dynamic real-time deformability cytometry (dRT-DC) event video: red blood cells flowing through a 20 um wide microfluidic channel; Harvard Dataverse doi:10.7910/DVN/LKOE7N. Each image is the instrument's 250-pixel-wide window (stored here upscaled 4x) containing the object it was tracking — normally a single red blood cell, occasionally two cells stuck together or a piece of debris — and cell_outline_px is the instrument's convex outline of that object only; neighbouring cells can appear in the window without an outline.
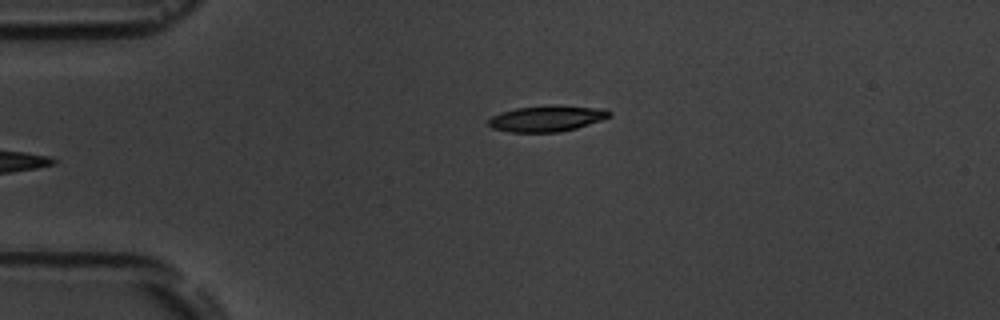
{"species": "common noctule bat (a hibernating species)", "species_latin": "Nyctalus noctula", "temperature_condition": "room temperature", "stored_images_in_passage": 4, "camera_frame_rate_fps": 3000, "um_per_image_px": 0.085, "animal": {"sex": "male", "body_mass_g": 19.5, "forearm_length_mm": 54.6}, "frame": {"image": 1, "passage_image": 4, "time_ms": 3.333, "image_size_px": [1000, 320], "cell_outline_px": [[612, 116], [576, 128], [560, 132], [508, 132], [492, 128], [488, 124], [488, 120], [492, 116], [500, 112], [516, 108], [552, 104], [604, 108], [612, 112]], "centroid_in_image_um": [46.49, 10.06], "position_along_channel_um": 38.5, "area_um2": 18.55}}